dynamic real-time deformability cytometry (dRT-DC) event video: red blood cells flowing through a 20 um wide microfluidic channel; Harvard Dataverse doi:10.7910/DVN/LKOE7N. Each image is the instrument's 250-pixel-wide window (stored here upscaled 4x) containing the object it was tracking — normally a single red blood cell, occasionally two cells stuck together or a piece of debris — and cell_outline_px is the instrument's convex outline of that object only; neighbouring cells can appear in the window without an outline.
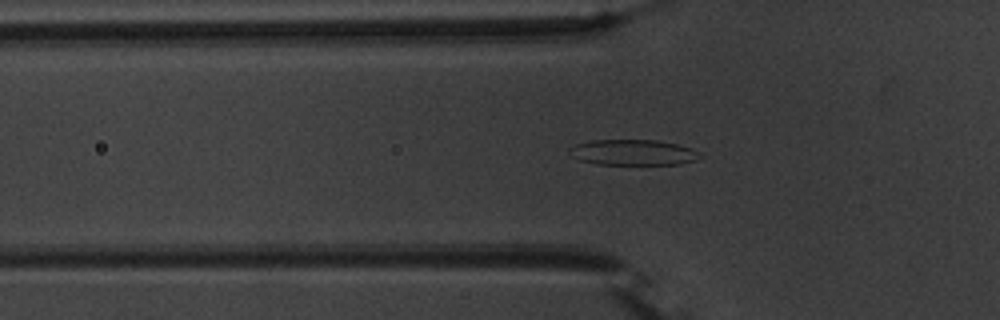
{"species": "common noctule bat (a hibernating species)", "species_latin": "Nyctalus noctula", "temperature_condition": "warm", "stored_images_in_passage": 46, "camera_frame_rate_fps": 3000, "um_per_image_px": 0.085, "animal": {"sex": "male", "body_mass_g": 20.1, "forearm_length_mm": 53.5}, "frame": {"image": 1, "passage_image": 10, "time_ms": 3.0, "image_size_px": [1000, 320], "cell_outline_px": [[704, 156], [696, 160], [680, 164], [596, 164], [580, 160], [572, 156], [568, 152], [568, 148], [576, 144], [592, 140], [656, 140], [676, 144], [692, 148], [700, 152]], "centroid_in_image_um": [53.83, 12.95], "position_along_channel_um": 72.0, "area_um2": 19.59}}
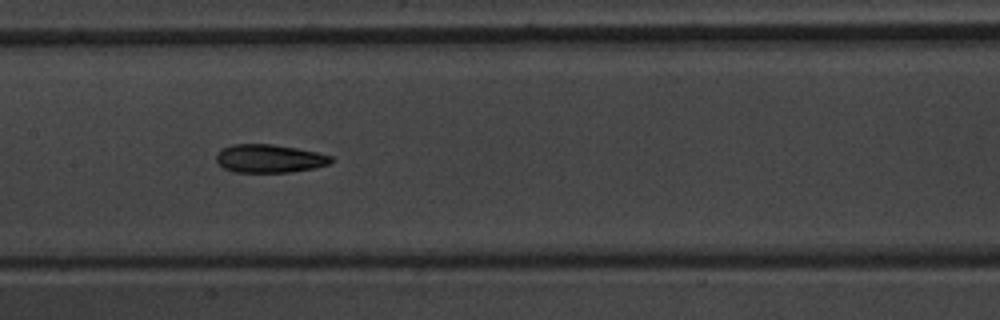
{"frame": {"image": 2, "passage_image": 19, "time_ms": 6.0, "image_size_px": [1000, 320], "cell_outline_px": [[336, 160], [328, 164], [316, 168], [292, 172], [236, 172], [224, 168], [216, 160], [216, 156], [220, 148], [232, 144], [272, 144], [296, 148], [316, 152], [332, 156]], "centroid_in_image_um": [22.92, 13.47], "position_along_channel_um": 184.5, "area_um2": 19.02}}
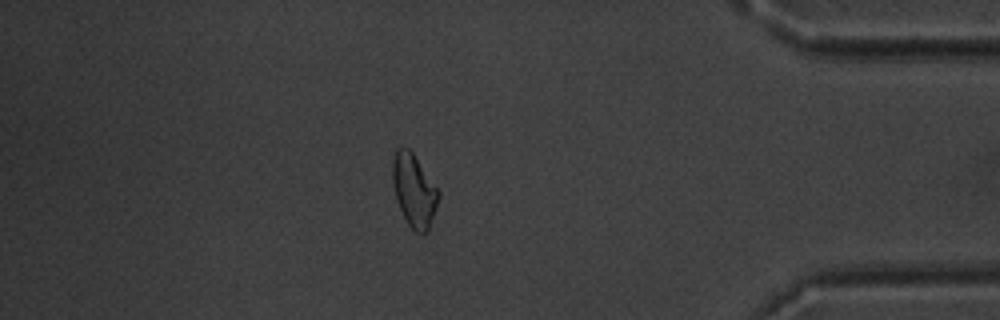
{"frame": {"image": 3, "passage_image": 39, "time_ms": 12.667, "image_size_px": [1000, 320], "cell_outline_px": [[440, 196], [428, 232], [420, 236], [408, 224], [400, 208], [396, 196], [392, 180], [392, 160], [396, 148], [400, 144], [408, 148], [412, 152], [440, 192]], "centroid_in_image_um": [35.19, 16.18], "position_along_channel_um": 400.0, "area_um2": 19.54}, "authors_computed_cell_mechanics": {"area_um2": 19.4786, "velocity_mm_per_s": 3.721, "shape_relaxation_time_tau1_ms": 4.9782, "shape_relaxation_time_tau2_ms": 4.2176, "deformation_change_tau1": 0.151, "deformation_change_tau2": 0.1188}}